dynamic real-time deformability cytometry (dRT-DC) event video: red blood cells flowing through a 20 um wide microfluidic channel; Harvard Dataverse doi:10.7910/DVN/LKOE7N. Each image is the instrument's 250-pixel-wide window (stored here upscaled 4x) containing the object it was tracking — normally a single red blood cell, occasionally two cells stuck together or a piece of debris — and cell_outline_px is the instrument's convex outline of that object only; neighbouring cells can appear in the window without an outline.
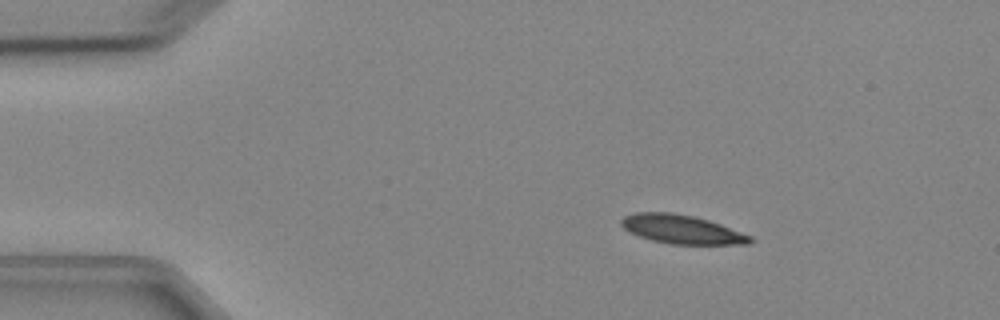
{"species": "Egyptian fruit bat (a non-hibernating species)", "species_latin": "Rousettus aegyptiacus", "temperature_condition": "cold", "stored_images_in_passage": 4, "camera_frame_rate_fps": 3000, "um_per_image_px": 0.085, "animal": {"sex": "female"}, "frame": {"image": 1, "passage_image": 2, "time_ms": 1.0, "image_size_px": [1000, 320], "cell_outline_px": [[756, 240], [752, 244], [672, 244], [652, 240], [640, 236], [624, 228], [620, 224], [620, 220], [624, 216], [636, 212], [672, 212], [692, 216], [708, 220], [720, 224], [752, 236]], "centroid_in_image_um": [57.98, 19.49], "position_along_channel_um": 27.0, "area_um2": 21.56}}
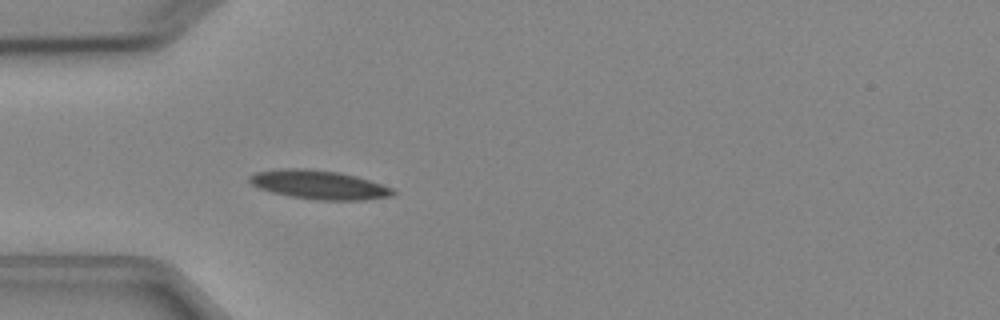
{"frame": {"image": 2, "passage_image": 4, "time_ms": 3.333, "image_size_px": [1000, 320], "cell_outline_px": [[396, 192], [392, 196], [364, 200], [316, 200], [292, 196], [272, 192], [260, 188], [252, 184], [248, 180], [248, 176], [256, 172], [280, 168], [304, 168], [340, 172], [356, 176], [392, 188]], "centroid_in_image_um": [27.1, 15.7], "position_along_channel_um": 57.9, "area_um2": 24.04}}